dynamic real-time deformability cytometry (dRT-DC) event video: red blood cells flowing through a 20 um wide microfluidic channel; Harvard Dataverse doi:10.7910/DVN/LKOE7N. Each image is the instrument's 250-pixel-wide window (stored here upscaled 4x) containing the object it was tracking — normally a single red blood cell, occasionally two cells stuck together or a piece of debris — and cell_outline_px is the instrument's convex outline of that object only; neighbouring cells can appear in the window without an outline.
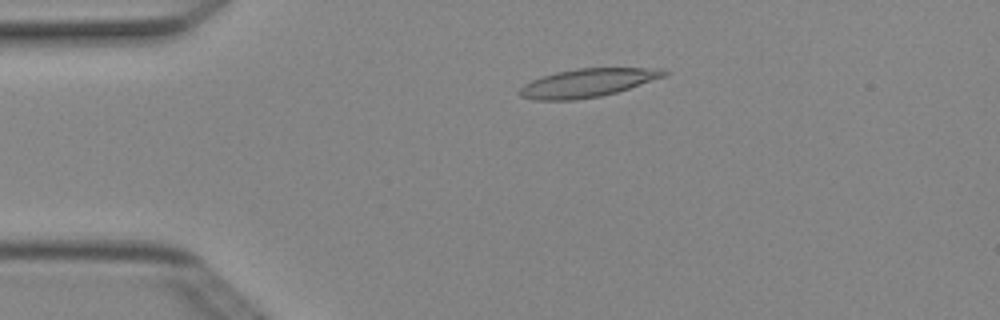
{"species": "Egyptian fruit bat (a non-hibernating species)", "species_latin": "Rousettus aegyptiacus", "temperature_condition": "cold", "stored_images_in_passage": 4, "camera_frame_rate_fps": 3000, "um_per_image_px": 0.085, "animal": {"sex": "female"}, "frame": {"image": 1, "passage_image": 3, "time_ms": 0.667, "image_size_px": [1000, 320], "cell_outline_px": [[672, 72], [664, 76], [616, 92], [600, 96], [572, 100], [536, 100], [520, 96], [516, 92], [524, 84], [540, 76], [556, 72], [576, 68], [664, 68]], "centroid_in_image_um": [49.91, 7.03], "position_along_channel_um": 35.1, "area_um2": 23.87}}